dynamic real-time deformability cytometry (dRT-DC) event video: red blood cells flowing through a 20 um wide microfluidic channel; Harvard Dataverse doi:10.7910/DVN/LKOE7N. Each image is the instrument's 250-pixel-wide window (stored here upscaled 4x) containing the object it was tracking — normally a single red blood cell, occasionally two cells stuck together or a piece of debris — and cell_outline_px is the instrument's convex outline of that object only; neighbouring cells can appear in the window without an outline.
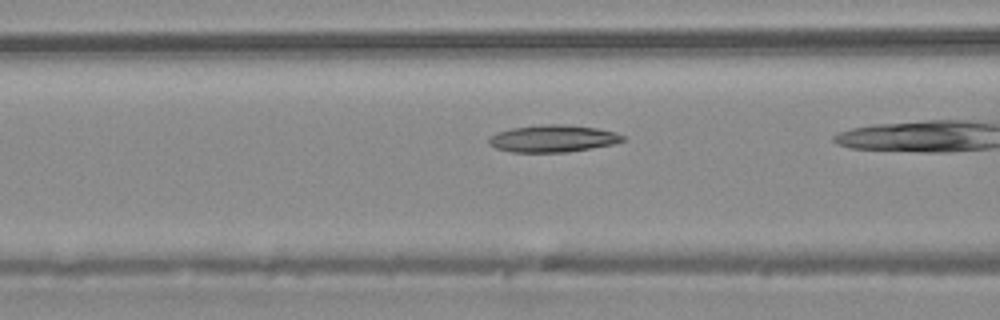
{"species": "common noctule bat (a hibernating species)", "species_latin": "Nyctalus noctula", "temperature_condition": "warm", "stored_images_in_passage": 22, "camera_frame_rate_fps": 3000, "um_per_image_px": 0.085, "animal": {"sex": "male", "body_mass_g": 20.4}, "frame": {"image": 1, "passage_image": 16, "time_ms": 5.0, "image_size_px": [1000, 320], "cell_outline_px": [[624, 140], [612, 144], [592, 148], [568, 152], [512, 152], [496, 148], [488, 144], [488, 140], [496, 132], [512, 128], [544, 124], [564, 124], [596, 128], [616, 132], [624, 136]], "centroid_in_image_um": [46.99, 11.77], "position_along_channel_um": 119.6, "area_um2": 21.1}}